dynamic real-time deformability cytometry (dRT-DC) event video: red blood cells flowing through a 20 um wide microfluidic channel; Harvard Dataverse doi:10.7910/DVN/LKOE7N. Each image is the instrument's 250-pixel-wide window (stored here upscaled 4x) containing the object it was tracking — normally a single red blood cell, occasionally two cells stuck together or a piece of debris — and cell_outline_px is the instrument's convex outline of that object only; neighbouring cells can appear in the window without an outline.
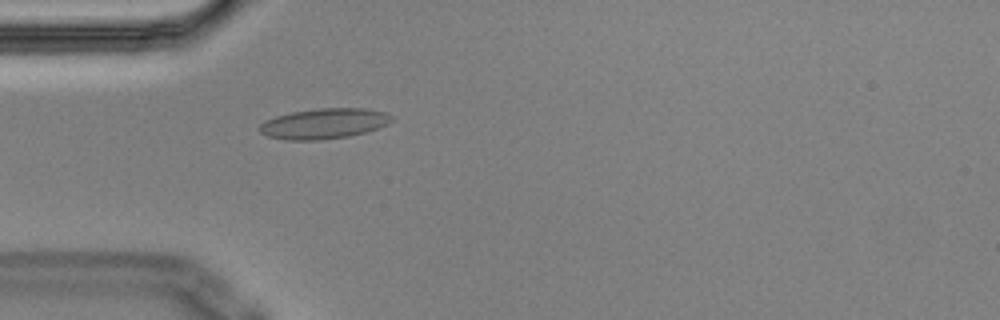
{"species": "Egyptian fruit bat (a non-hibernating species)", "species_latin": "Rousettus aegyptiacus", "temperature_condition": "cold", "stored_images_in_passage": 5, "camera_frame_rate_fps": 3000, "um_per_image_px": 0.085, "animal": {"sex": "male"}, "frame": {"image": 1, "passage_image": 5, "time_ms": 1.333, "image_size_px": [1000, 320], "cell_outline_px": [[392, 120], [388, 124], [364, 132], [348, 136], [320, 140], [284, 140], [268, 136], [260, 132], [260, 124], [264, 120], [276, 116], [292, 112], [320, 108], [364, 108], [384, 112], [392, 116]], "centroid_in_image_um": [27.51, 10.5], "position_along_channel_um": 57.5, "area_um2": 23.24}}